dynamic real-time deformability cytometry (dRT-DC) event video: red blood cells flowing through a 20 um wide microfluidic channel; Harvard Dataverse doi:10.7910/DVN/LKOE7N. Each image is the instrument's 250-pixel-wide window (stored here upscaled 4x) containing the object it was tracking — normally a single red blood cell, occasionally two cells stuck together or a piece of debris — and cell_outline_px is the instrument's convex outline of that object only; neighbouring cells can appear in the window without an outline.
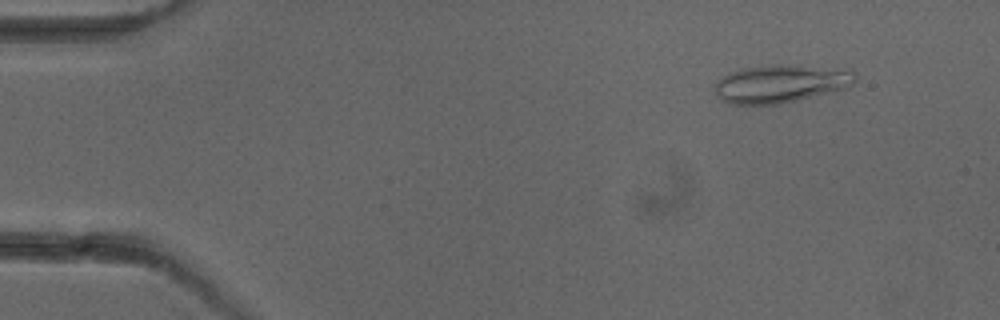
{"species": "common noctule bat (a hibernating species)", "species_latin": "Nyctalus noctula", "temperature_condition": "cold", "stored_images_in_passage": 7, "camera_frame_rate_fps": 3000, "um_per_image_px": 0.085, "animal": {"sex": "female"}, "frame": {"image": 1, "passage_image": 1, "time_ms": 0.0, "image_size_px": [1000, 320], "cell_outline_px": [[856, 80], [848, 88], [796, 100], [776, 104], [728, 104], [716, 96], [712, 88], [728, 72], [740, 68], [772, 64], [800, 64], [852, 68], [856, 76]], "centroid_in_image_um": [66.41, 7.07], "position_along_channel_um": 18.6, "area_um2": 31.91}}
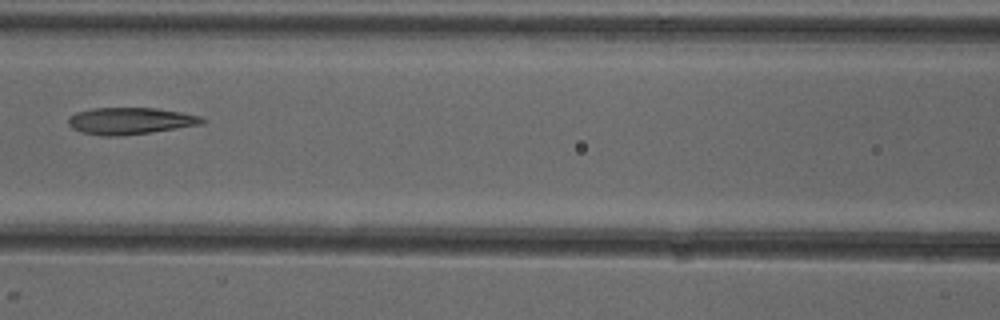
{"frame": {"image": 2, "passage_image": 6, "time_ms": 6.0, "image_size_px": [1000, 320], "cell_outline_px": [[208, 120], [204, 124], [152, 132], [124, 136], [104, 136], [80, 132], [72, 128], [68, 124], [68, 116], [76, 112], [92, 108], [156, 108], [180, 112], [200, 116]], "centroid_in_image_um": [11.07, 10.28], "position_along_channel_um": 155.5, "area_um2": 21.15}}
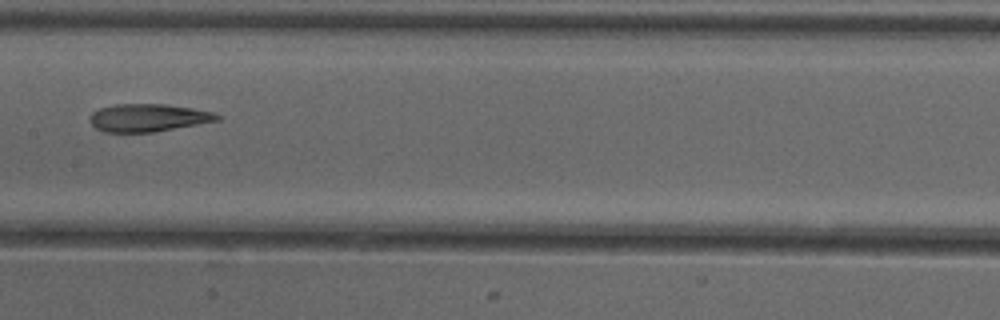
{"frame": {"image": 3, "passage_image": 7, "time_ms": 7.0, "image_size_px": [1000, 320], "cell_outline_px": [[220, 120], [152, 132], [104, 132], [96, 128], [88, 120], [88, 116], [92, 112], [100, 108], [116, 104], [164, 104], [192, 108], [212, 112], [220, 116]], "centroid_in_image_um": [12.54, 10.0], "position_along_channel_um": 194.9, "area_um2": 20.46}}